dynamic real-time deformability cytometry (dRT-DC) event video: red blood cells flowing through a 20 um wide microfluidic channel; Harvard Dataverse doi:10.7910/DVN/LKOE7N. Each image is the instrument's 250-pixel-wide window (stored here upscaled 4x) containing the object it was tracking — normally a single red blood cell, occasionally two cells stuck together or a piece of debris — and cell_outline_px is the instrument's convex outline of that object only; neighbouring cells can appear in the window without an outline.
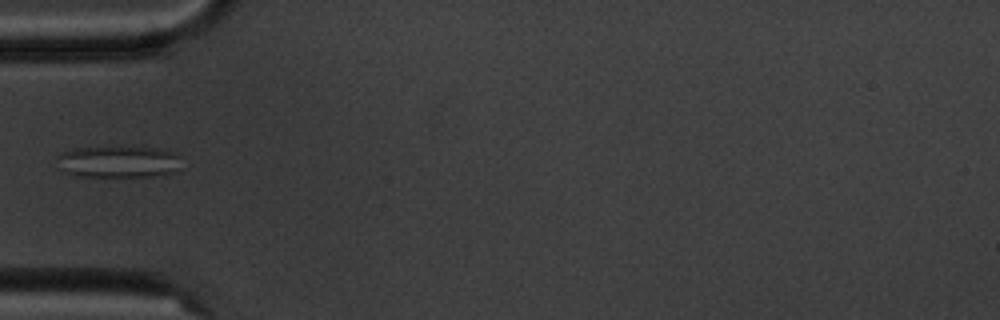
{"species": "common noctule bat (a hibernating species)", "species_latin": "Nyctalus noctula", "temperature_condition": "cold", "stored_images_in_passage": 10, "camera_frame_rate_fps": 3000, "um_per_image_px": 0.085, "animal": {"sex": "male", "body_mass_g": 20.1, "forearm_length_mm": 53.5}, "frame": {"image": 1, "passage_image": 4, "time_ms": 3.667, "image_size_px": [1000, 320], "cell_outline_px": [[176, 168], [172, 172], [156, 176], [76, 176], [60, 172], [56, 168], [56, 156], [60, 152], [72, 148], [120, 144], [156, 148], [172, 152], [176, 156]], "centroid_in_image_um": [9.85, 13.7], "position_along_channel_um": 75.1, "area_um2": 23.93}}
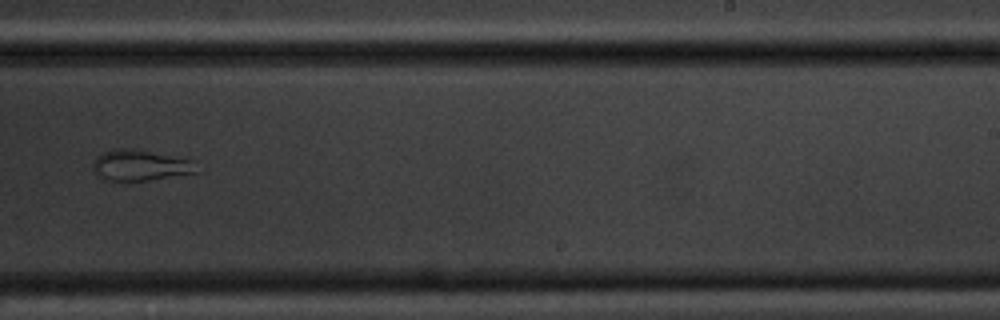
{"frame": {"image": 2, "passage_image": 9, "time_ms": 9.333, "image_size_px": [1000, 320], "cell_outline_px": [[200, 172], [148, 180], [104, 180], [96, 176], [92, 168], [92, 164], [96, 156], [104, 152], [120, 148], [136, 148], [192, 160]], "centroid_in_image_um": [11.89, 14.04], "position_along_channel_um": 277.1, "area_um2": 18.73}}
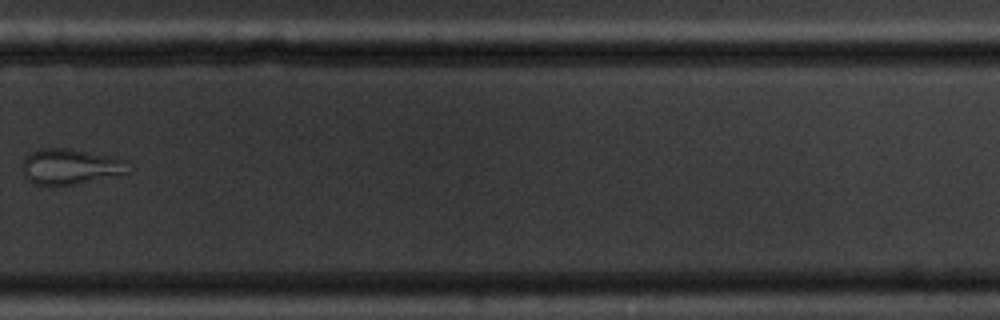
{"frame": {"image": 3, "passage_image": 10, "time_ms": 10.667, "image_size_px": [1000, 320], "cell_outline_px": [[132, 172], [76, 184], [52, 188], [32, 184], [24, 176], [24, 160], [28, 152], [40, 148], [72, 148], [116, 156], [128, 160]], "centroid_in_image_um": [6.02, 14.17], "position_along_channel_um": 323.8, "area_um2": 23.0}}